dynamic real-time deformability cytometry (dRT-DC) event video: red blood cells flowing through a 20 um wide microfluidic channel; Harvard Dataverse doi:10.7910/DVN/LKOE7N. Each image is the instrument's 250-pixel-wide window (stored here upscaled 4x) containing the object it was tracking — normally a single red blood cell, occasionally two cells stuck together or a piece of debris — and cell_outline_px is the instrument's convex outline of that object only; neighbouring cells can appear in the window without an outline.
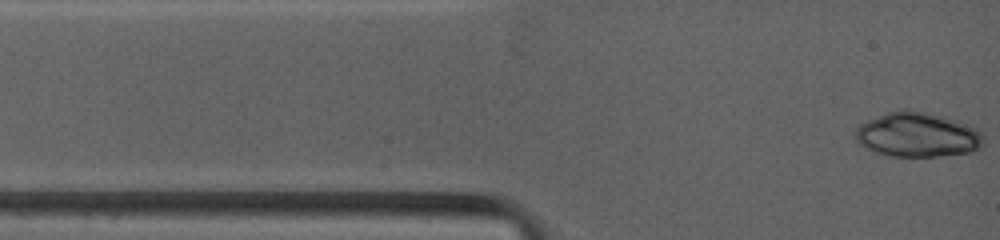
{"species": "common noctule bat (a hibernating species)", "species_latin": "Nyctalus noctula", "temperature_condition": "warm", "stored_images_in_passage": 9, "camera_frame_rate_fps": 4500, "um_per_image_px": 0.085, "animal": {"sex": "female", "body_mass_g": 19.0, "forearm_length_mm": 53.3}, "frame": {"image": 1, "passage_image": 1, "time_ms": 0.0, "image_size_px": [1000, 240], "cell_outline_px": [[984, 136], [980, 148], [972, 152], [940, 156], [892, 156], [876, 152], [864, 148], [856, 140], [856, 128], [860, 124], [868, 120], [888, 112], [908, 108], [956, 120], [976, 128]], "centroid_in_image_um": [77.98, 11.46], "position_along_channel_um": 7.0, "area_um2": 33.18}}